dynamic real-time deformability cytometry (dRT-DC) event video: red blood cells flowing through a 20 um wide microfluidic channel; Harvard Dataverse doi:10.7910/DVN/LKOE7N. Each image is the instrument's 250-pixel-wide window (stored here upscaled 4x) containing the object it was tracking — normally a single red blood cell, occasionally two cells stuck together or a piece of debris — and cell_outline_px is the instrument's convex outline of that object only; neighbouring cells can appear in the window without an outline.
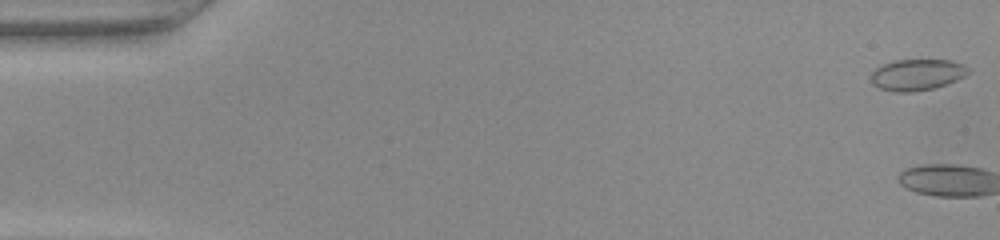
{"species": "common noctule bat (a hibernating species)", "species_latin": "Nyctalus noctula", "temperature_condition": "warm", "stored_images_in_passage": 3, "camera_frame_rate_fps": 3000, "um_per_image_px": 0.085, "animal": {"sex": "female", "body_mass_g": 22.0, "forearm_length_mm": 56.7}, "frame": {"image": 1, "passage_image": 1, "time_ms": 0.0, "image_size_px": [1000, 240], "cell_outline_px": [[968, 72], [964, 76], [956, 80], [932, 88], [912, 92], [892, 92], [880, 88], [872, 84], [872, 72], [876, 68], [892, 60], [948, 60], [964, 64], [968, 68]], "centroid_in_image_um": [77.92, 6.35], "position_along_channel_um": 7.1, "area_um2": 17.51}}